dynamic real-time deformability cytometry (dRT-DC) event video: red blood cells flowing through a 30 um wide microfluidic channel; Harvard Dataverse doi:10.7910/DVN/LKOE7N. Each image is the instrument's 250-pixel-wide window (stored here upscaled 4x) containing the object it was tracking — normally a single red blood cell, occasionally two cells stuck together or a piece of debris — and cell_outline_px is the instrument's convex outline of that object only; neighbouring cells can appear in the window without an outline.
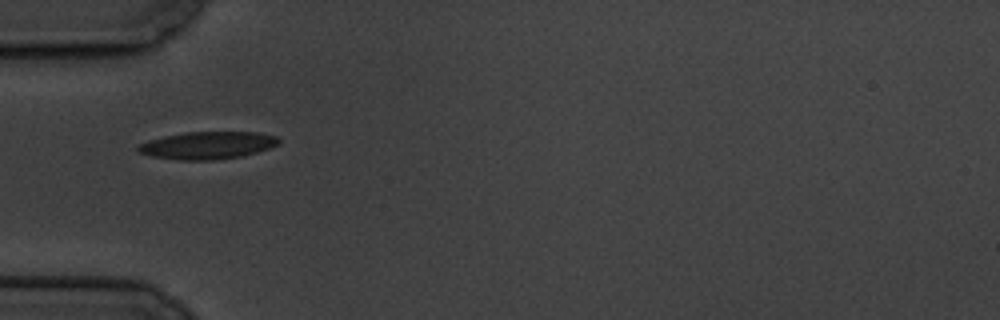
{"species": "common noctule bat (a hibernating species)", "species_latin": "Nyctalus noctula", "temperature_condition": "cold", "stored_images_in_passage": 4, "camera_frame_rate_fps": 3000, "um_per_image_px": 0.085, "animal": {"sex": "male", "body_mass_g": 19.5, "forearm_length_mm": 54.6}, "frame": {"image": 1, "passage_image": 1, "time_ms": 0.0, "image_size_px": [1000, 320], "cell_outline_px": [[280, 144], [244, 156], [212, 160], [180, 160], [152, 156], [136, 152], [136, 148], [140, 144], [148, 140], [164, 136], [184, 132], [256, 132], [276, 136], [280, 140]], "centroid_in_image_um": [17.63, 12.35], "position_along_channel_um": 67.4, "area_um2": 22.54}}
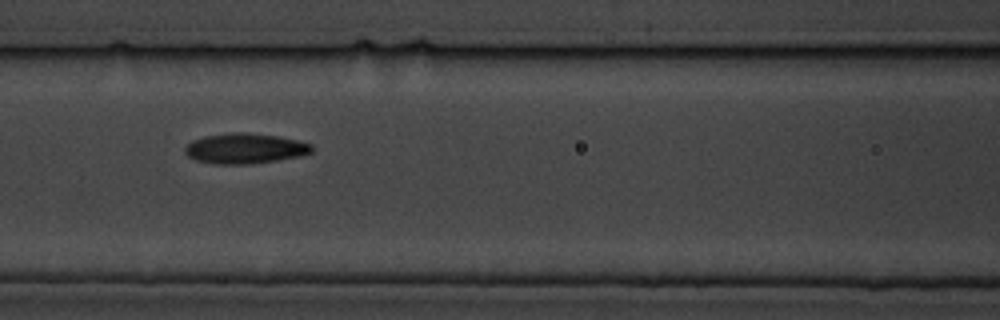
{"frame": {"image": 2, "passage_image": 3, "time_ms": 2.333, "image_size_px": [1000, 320], "cell_outline_px": [[312, 152], [300, 156], [276, 160], [248, 164], [212, 164], [196, 160], [188, 156], [184, 152], [184, 148], [192, 140], [204, 136], [232, 132], [244, 132], [280, 136], [312, 144]], "centroid_in_image_um": [20.8, 12.61], "position_along_channel_um": 145.8, "area_um2": 22.43}}
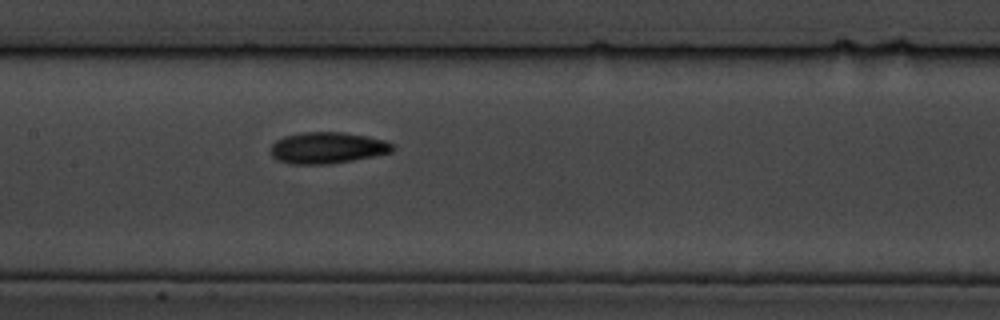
{"frame": {"image": 3, "passage_image": 4, "time_ms": 3.333, "image_size_px": [1000, 320], "cell_outline_px": [[396, 148], [392, 152], [352, 160], [328, 164], [292, 164], [276, 160], [272, 156], [268, 148], [276, 140], [284, 136], [300, 132], [344, 132], [368, 136], [384, 140], [396, 144]], "centroid_in_image_um": [27.82, 12.56], "position_along_channel_um": 179.6, "area_um2": 22.6}}